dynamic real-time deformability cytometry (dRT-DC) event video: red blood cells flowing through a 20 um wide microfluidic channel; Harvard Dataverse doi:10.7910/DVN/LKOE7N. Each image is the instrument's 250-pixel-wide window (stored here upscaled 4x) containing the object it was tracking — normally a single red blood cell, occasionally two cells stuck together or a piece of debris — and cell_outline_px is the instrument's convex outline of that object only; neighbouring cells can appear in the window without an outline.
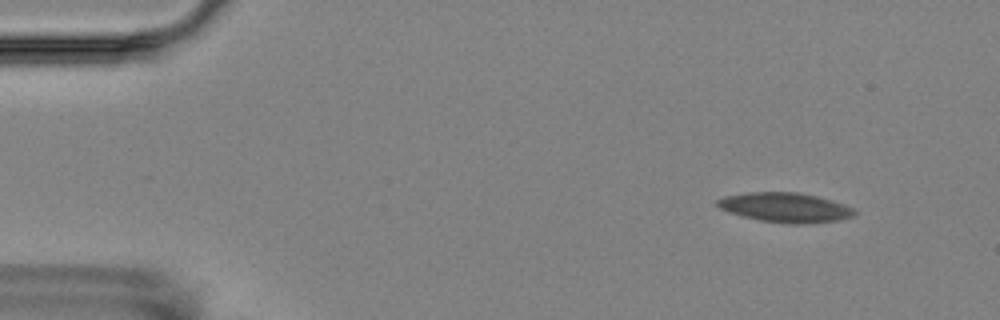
{"species": "Egyptian fruit bat (a non-hibernating species)", "species_latin": "Rousettus aegyptiacus", "temperature_condition": "room temperature", "stored_images_in_passage": 4, "camera_frame_rate_fps": 3000, "um_per_image_px": 0.085, "animal": {"sex": "female"}, "frame": {"image": 1, "passage_image": 1, "time_ms": 0.0, "image_size_px": [1000, 320], "cell_outline_px": [[856, 216], [840, 220], [800, 224], [788, 224], [760, 220], [740, 216], [728, 212], [720, 208], [716, 204], [716, 200], [724, 196], [748, 192], [796, 192], [816, 196], [832, 200], [844, 204], [852, 208], [856, 212]], "centroid_in_image_um": [66.74, 17.64], "position_along_channel_um": 18.3, "area_um2": 23.76}}